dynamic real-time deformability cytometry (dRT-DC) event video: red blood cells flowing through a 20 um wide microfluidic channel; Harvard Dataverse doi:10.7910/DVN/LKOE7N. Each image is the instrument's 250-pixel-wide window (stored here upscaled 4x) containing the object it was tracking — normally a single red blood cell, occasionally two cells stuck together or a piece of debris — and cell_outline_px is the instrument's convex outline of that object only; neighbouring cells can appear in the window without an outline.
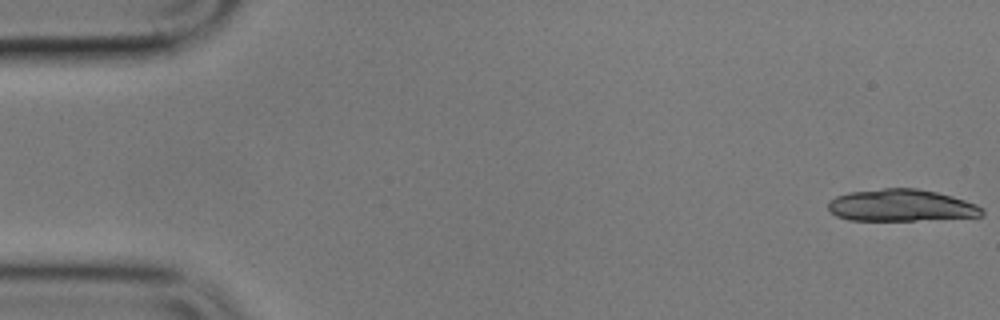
{"species": "common noctule bat (a hibernating species)", "species_latin": "Nyctalus noctula", "temperature_condition": "cold", "stored_images_in_passage": 5, "camera_frame_rate_fps": 3000, "um_per_image_px": 0.085, "animal": {"sex": "male", "body_mass_g": 17.9}, "frame": {"image": 1, "passage_image": 1, "time_ms": 0.0, "image_size_px": [1000, 320], "cell_outline_px": [[984, 216], [912, 220], [848, 220], [836, 216], [828, 208], [828, 204], [836, 196], [848, 192], [884, 188], [916, 188], [936, 192], [952, 196], [976, 204], [984, 208]], "centroid_in_image_um": [76.61, 17.46], "position_along_channel_um": 8.4, "area_um2": 28.55}}